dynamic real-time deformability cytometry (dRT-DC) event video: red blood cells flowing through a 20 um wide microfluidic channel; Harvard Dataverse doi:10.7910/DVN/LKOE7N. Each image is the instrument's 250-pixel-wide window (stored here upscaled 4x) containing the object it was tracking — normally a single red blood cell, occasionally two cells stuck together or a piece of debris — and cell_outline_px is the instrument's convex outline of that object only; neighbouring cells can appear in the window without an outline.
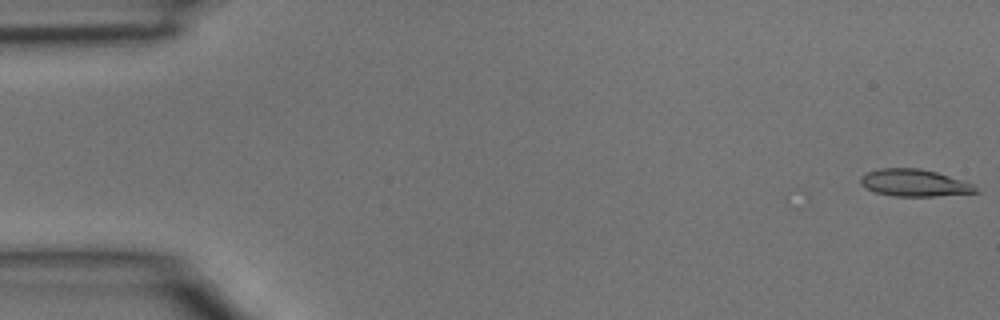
{"species": "common noctule bat (a hibernating species)", "species_latin": "Nyctalus noctula", "temperature_condition": "room temperature", "stored_images_in_passage": 4, "camera_frame_rate_fps": 3000, "um_per_image_px": 0.085, "animal": {"sex": "male", "body_mass_g": 15.6}, "frame": {"image": 1, "passage_image": 1, "time_ms": 0.0, "image_size_px": [1000, 320], "cell_outline_px": [[980, 192], [936, 196], [896, 196], [876, 192], [860, 184], [860, 176], [868, 172], [880, 168], [920, 168], [936, 172], [976, 184]], "centroid_in_image_um": [77.77, 15.54], "position_along_channel_um": 7.2, "area_um2": 18.21}}
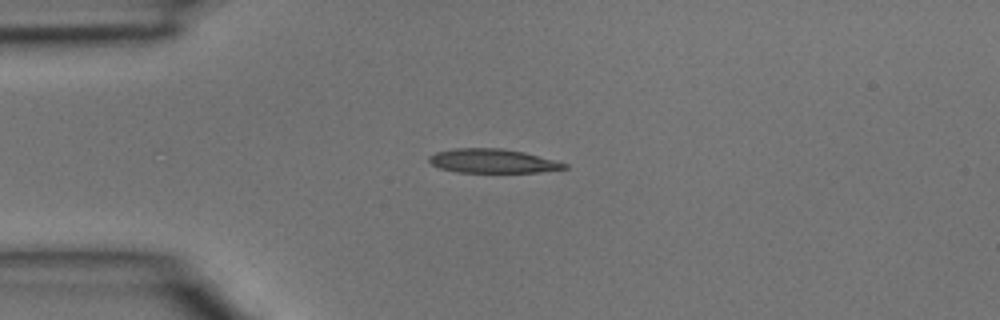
{"frame": {"image": 2, "passage_image": 3, "time_ms": 0.667, "image_size_px": [1000, 320], "cell_outline_px": [[568, 168], [540, 172], [456, 172], [440, 168], [432, 164], [428, 160], [428, 156], [436, 152], [456, 148], [500, 148], [524, 152], [556, 160], [568, 164]], "centroid_in_image_um": [41.89, 13.68], "position_along_channel_um": 43.1, "area_um2": 18.96}}